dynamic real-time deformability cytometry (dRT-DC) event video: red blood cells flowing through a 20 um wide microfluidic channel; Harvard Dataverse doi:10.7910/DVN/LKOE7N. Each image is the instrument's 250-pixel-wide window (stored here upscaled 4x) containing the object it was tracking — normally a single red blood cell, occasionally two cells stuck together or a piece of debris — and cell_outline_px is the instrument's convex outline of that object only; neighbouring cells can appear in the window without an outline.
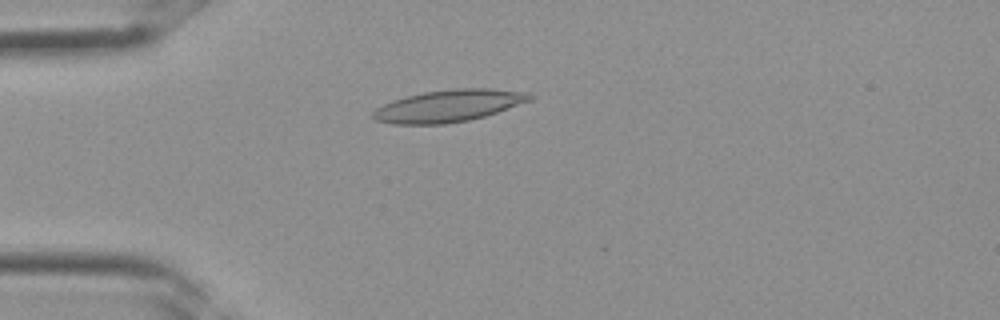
{"species": "Egyptian fruit bat (a non-hibernating species)", "species_latin": "Rousettus aegyptiacus", "temperature_condition": "room temperature", "stored_images_in_passage": 35, "camera_frame_rate_fps": 3000, "um_per_image_px": 0.085, "frame": {"image": 1, "passage_image": 9, "time_ms": 2.667, "image_size_px": [1000, 320], "cell_outline_px": [[536, 96], [532, 100], [484, 116], [468, 120], [444, 124], [392, 124], [376, 120], [368, 116], [376, 108], [384, 104], [408, 96], [424, 92], [456, 88], [488, 88], [528, 92]], "centroid_in_image_um": [38.14, 8.99], "position_along_channel_um": 46.9, "area_um2": 29.19}}
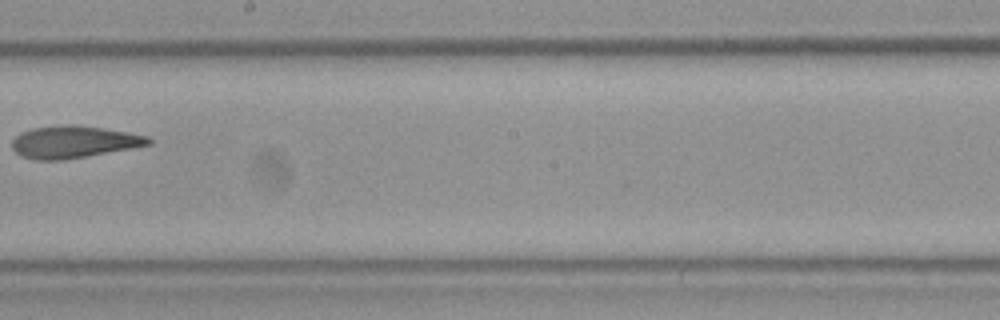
{"frame": {"image": 2, "passage_image": 20, "time_ms": 6.333, "image_size_px": [1000, 320], "cell_outline_px": [[152, 144], [132, 148], [88, 156], [64, 160], [36, 160], [20, 156], [12, 148], [12, 140], [20, 132], [32, 128], [68, 124], [72, 124], [104, 128], [128, 132], [148, 136], [152, 140]], "centroid_in_image_um": [6.26, 12.06], "position_along_channel_um": 241.9, "area_um2": 25.72}}
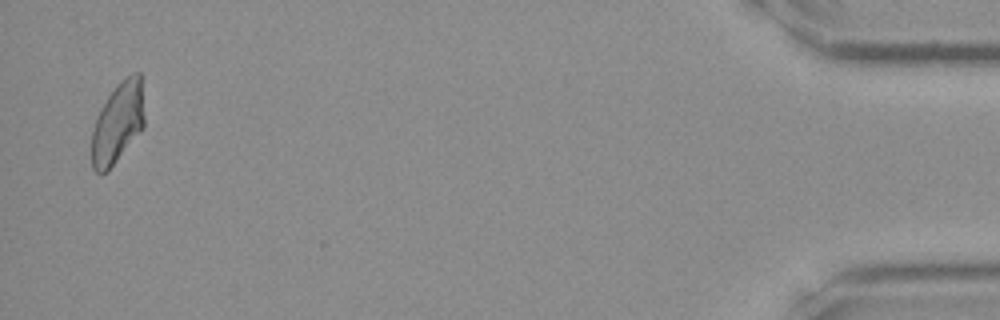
{"frame": {"image": 3, "passage_image": 34, "time_ms": 11.0, "image_size_px": [1000, 320], "cell_outline_px": [[144, 128], [116, 160], [100, 176], [92, 168], [92, 132], [96, 116], [100, 108], [116, 84], [120, 80], [132, 72], [140, 72], [144, 116]], "centroid_in_image_um": [10.0, 10.4], "position_along_channel_um": 425.2, "area_um2": 24.74}}